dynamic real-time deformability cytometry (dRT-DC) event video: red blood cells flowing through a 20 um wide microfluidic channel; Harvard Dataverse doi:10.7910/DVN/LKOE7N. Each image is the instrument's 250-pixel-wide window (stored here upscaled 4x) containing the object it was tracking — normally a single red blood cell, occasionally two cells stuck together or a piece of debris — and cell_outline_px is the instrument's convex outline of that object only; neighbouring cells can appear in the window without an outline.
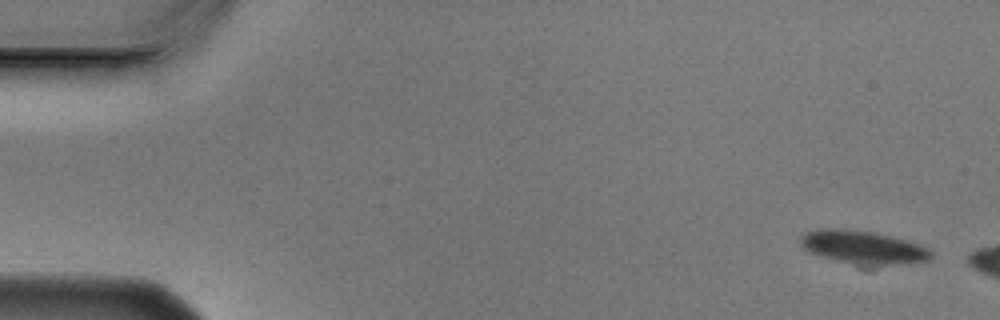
{"species": "Egyptian fruit bat (a non-hibernating species)", "species_latin": "Rousettus aegyptiacus", "temperature_condition": "cold", "stored_images_in_passage": 3, "camera_frame_rate_fps": 3000, "um_per_image_px": 0.085, "animal": {"sex": "male"}, "frame": {"image": 1, "passage_image": 1, "time_ms": 0.0, "image_size_px": [1000, 320], "cell_outline_px": [[932, 256], [928, 260], [868, 268], [864, 268], [824, 256], [812, 252], [804, 248], [800, 244], [800, 236], [808, 232], [820, 228], [836, 228], [876, 232], [892, 236], [920, 244], [928, 248], [932, 252]], "centroid_in_image_um": [73.4, 21.04], "position_along_channel_um": 11.6, "area_um2": 25.61}}